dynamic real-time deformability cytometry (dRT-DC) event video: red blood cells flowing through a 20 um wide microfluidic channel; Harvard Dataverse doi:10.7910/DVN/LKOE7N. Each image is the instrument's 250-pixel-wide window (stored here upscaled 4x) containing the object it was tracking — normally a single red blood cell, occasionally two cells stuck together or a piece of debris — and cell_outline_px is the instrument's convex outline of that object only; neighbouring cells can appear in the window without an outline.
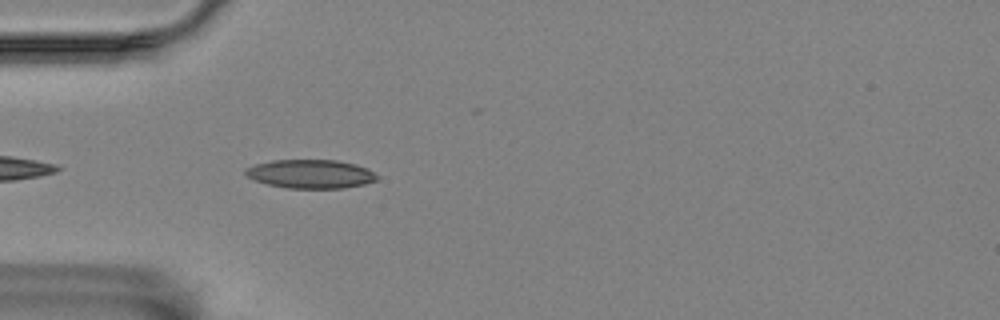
{"species": "Egyptian fruit bat (a non-hibernating species)", "species_latin": "Rousettus aegyptiacus", "temperature_condition": "room temperature", "stored_images_in_passage": 21, "camera_frame_rate_fps": 3000, "um_per_image_px": 0.085, "animal": {"sex": "female"}, "frame": {"image": 1, "passage_image": 3, "time_ms": 0.667, "image_size_px": [1000, 320], "cell_outline_px": [[380, 176], [376, 180], [364, 184], [344, 188], [288, 188], [268, 184], [244, 176], [244, 168], [256, 164], [272, 160], [336, 160], [356, 164], [368, 168]], "centroid_in_image_um": [26.41, 14.78], "position_along_channel_um": 58.6, "area_um2": 22.14}}
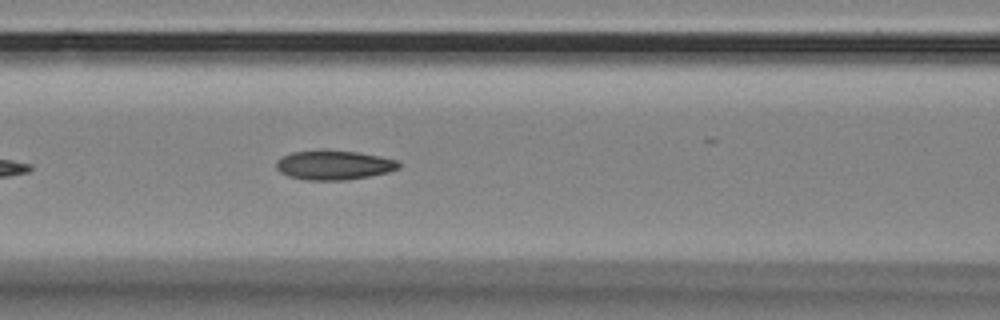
{"frame": {"image": 2, "passage_image": 10, "time_ms": 3.0, "image_size_px": [1000, 320], "cell_outline_px": [[400, 168], [388, 172], [368, 176], [344, 180], [308, 180], [288, 176], [280, 172], [276, 168], [276, 160], [292, 152], [360, 152], [380, 156], [396, 160], [400, 164]], "centroid_in_image_um": [28.4, 14.06], "position_along_channel_um": 138.2, "area_um2": 20.35}}
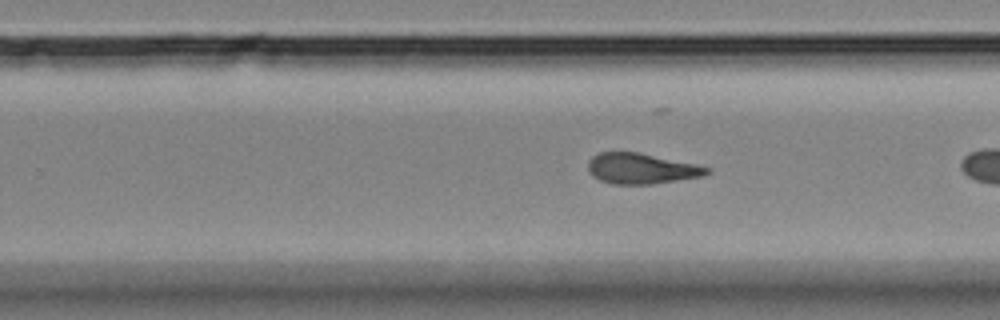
{"frame": {"image": 3, "passage_image": 19, "time_ms": 6.0, "image_size_px": [1000, 320], "cell_outline_px": [[712, 172], [704, 176], [652, 184], [612, 184], [600, 180], [592, 176], [588, 172], [588, 160], [592, 156], [600, 152], [640, 152], [696, 164], [712, 168]], "centroid_in_image_um": [54.53, 14.32], "position_along_channel_um": 275.3, "area_um2": 21.44}}